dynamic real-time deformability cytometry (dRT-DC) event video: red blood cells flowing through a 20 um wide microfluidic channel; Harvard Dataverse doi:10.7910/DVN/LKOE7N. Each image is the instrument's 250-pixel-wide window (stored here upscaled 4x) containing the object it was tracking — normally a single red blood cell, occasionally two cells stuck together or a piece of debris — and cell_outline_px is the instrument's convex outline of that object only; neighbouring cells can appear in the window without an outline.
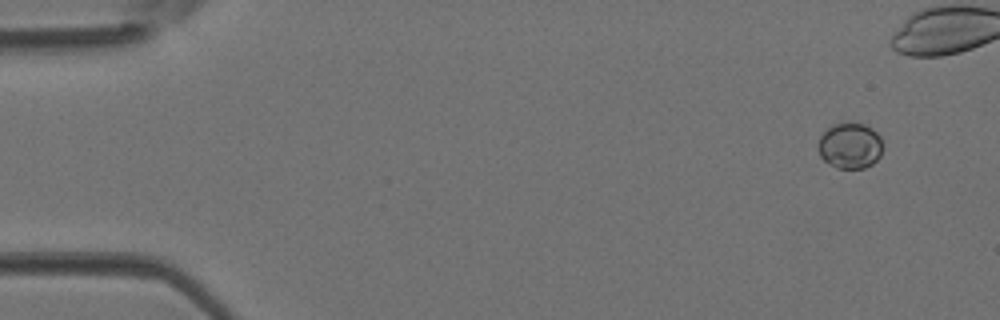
{"species": "Egyptian fruit bat (a non-hibernating species)", "species_latin": "Rousettus aegyptiacus", "temperature_condition": "room temperature", "stored_images_in_passage": 33, "camera_frame_rate_fps": 3000, "um_per_image_px": 0.085, "animal": {"sex": "female"}, "frame": {"image": 1, "passage_image": 1, "time_ms": 0.0, "image_size_px": [1000, 320], "cell_outline_px": [[884, 148], [880, 156], [872, 164], [864, 168], [836, 168], [824, 160], [820, 156], [820, 136], [832, 124], [864, 124], [872, 128], [880, 136], [884, 144]], "centroid_in_image_um": [72.31, 12.4], "position_along_channel_um": 12.7, "area_um2": 17.11}}
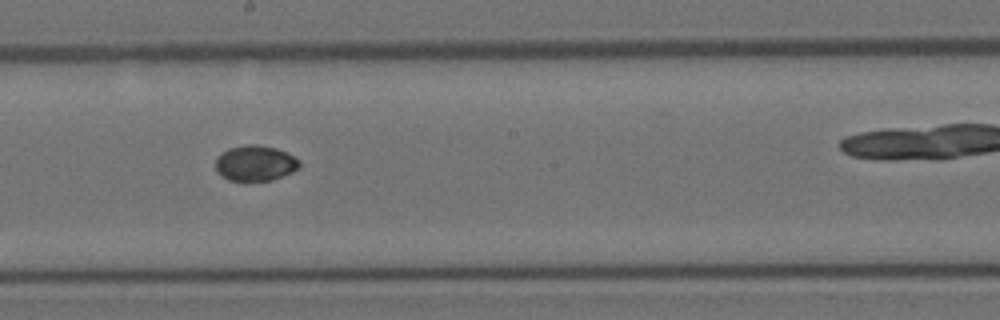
{"frame": {"image": 2, "passage_image": 22, "time_ms": 7.0, "image_size_px": [1000, 320], "cell_outline_px": [[300, 168], [292, 172], [272, 180], [244, 184], [228, 180], [220, 176], [216, 172], [216, 156], [228, 148], [244, 144], [256, 144], [276, 148], [288, 152], [300, 160]], "centroid_in_image_um": [21.67, 13.91], "position_along_channel_um": 226.5, "area_um2": 18.26}}
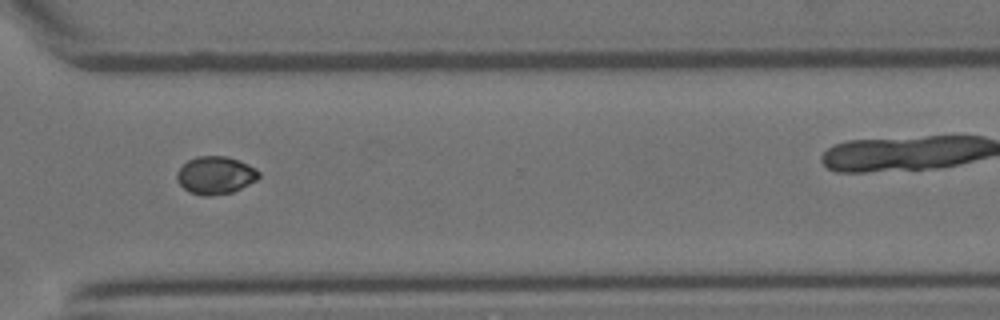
{"frame": {"image": 3, "passage_image": 30, "time_ms": 9.667, "image_size_px": [1000, 320], "cell_outline_px": [[260, 176], [256, 180], [232, 192], [208, 196], [200, 196], [188, 192], [176, 180], [176, 172], [188, 160], [196, 156], [228, 156], [248, 164], [256, 168], [260, 172]], "centroid_in_image_um": [18.3, 14.89], "position_along_channel_um": 352.3, "area_um2": 18.09}}